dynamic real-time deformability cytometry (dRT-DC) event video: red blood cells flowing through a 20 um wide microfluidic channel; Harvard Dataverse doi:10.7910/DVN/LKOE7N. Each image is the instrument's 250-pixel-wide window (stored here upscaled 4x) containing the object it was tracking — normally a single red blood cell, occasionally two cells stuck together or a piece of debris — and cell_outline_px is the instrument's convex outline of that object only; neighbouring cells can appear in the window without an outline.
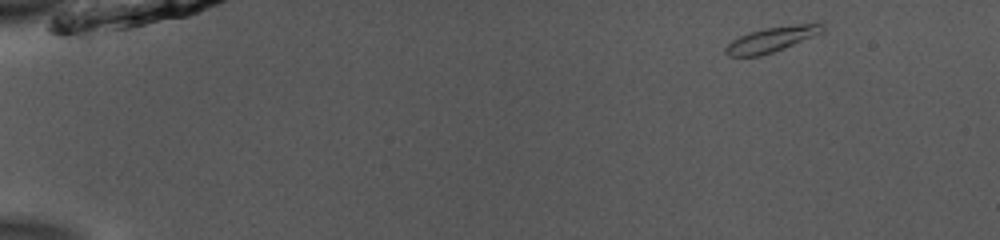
{"species": "common noctule bat (a hibernating species)", "species_latin": "Nyctalus noctula", "temperature_condition": "room temperature", "stored_images_in_passage": 48, "camera_frame_rate_fps": 3000, "um_per_image_px": 0.085, "animal": {"sex": "male", "body_mass_g": 13.0, "forearm_length_mm": 53.1}, "frame": {"image": 1, "passage_image": 1, "time_ms": 0.0, "image_size_px": [1000, 240], "cell_outline_px": [[824, 32], [772, 52], [760, 56], [728, 56], [724, 52], [724, 48], [732, 40], [740, 36], [764, 28], [800, 24], [824, 24]], "centroid_in_image_um": [65.55, 3.36], "position_along_channel_um": 19.4, "area_um2": 13.76}}
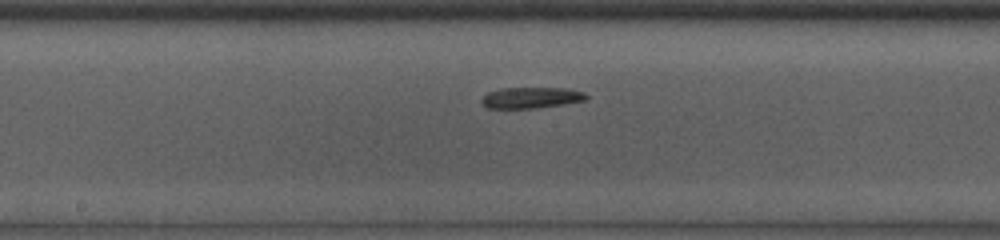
{"frame": {"image": 2, "passage_image": 24, "time_ms": 7.667, "image_size_px": [1000, 240], "cell_outline_px": [[588, 100], [564, 104], [536, 108], [488, 108], [480, 104], [480, 100], [488, 92], [500, 88], [564, 88], [584, 92], [588, 96]], "centroid_in_image_um": [45.14, 8.3], "position_along_channel_um": 203.1, "area_um2": 12.95}}
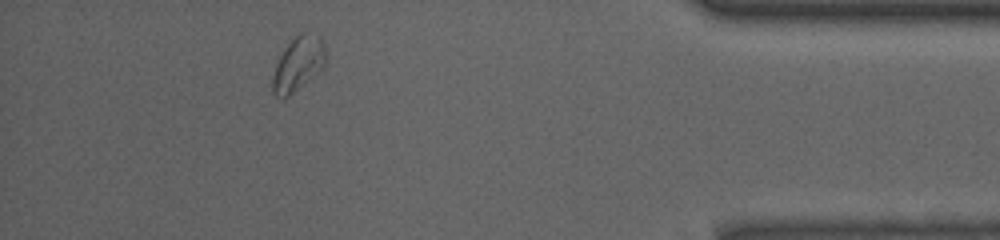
{"frame": {"image": 3, "passage_image": 43, "time_ms": 14.0, "image_size_px": [1000, 240], "cell_outline_px": [[328, 60], [312, 76], [288, 96], [276, 96], [272, 92], [272, 76], [276, 64], [284, 48], [300, 32], [304, 32], [320, 36], [324, 44], [328, 56]], "centroid_in_image_um": [25.36, 5.38], "position_along_channel_um": 409.8, "area_um2": 16.47}}